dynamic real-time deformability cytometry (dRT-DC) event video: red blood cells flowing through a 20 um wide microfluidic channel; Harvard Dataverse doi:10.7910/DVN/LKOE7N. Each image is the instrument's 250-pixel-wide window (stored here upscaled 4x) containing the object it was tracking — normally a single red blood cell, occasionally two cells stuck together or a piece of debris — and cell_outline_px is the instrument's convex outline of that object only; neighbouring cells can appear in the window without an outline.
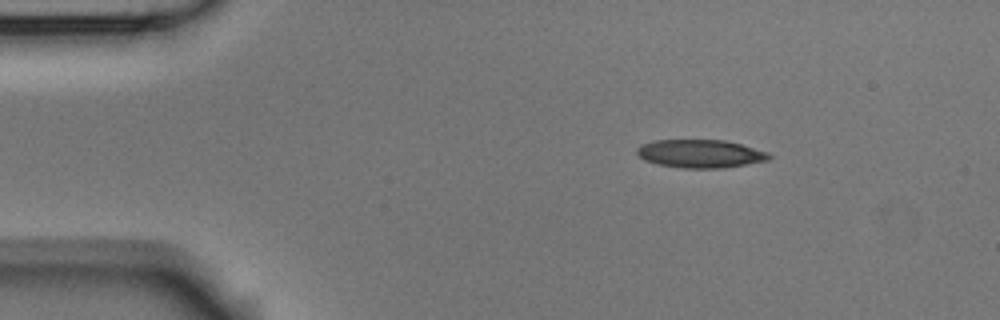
{"species": "Egyptian fruit bat (a non-hibernating species)", "species_latin": "Rousettus aegyptiacus", "temperature_condition": "room temperature", "stored_images_in_passage": 3, "camera_frame_rate_fps": 3000, "um_per_image_px": 0.085, "animal": {"sex": "male"}, "frame": {"image": 1, "passage_image": 1, "time_ms": 0.0, "image_size_px": [1000, 320], "cell_outline_px": [[772, 156], [768, 160], [724, 168], [680, 168], [656, 164], [644, 160], [636, 152], [636, 148], [640, 144], [652, 140], [728, 140], [768, 152]], "centroid_in_image_um": [59.5, 13.06], "position_along_channel_um": 25.5, "area_um2": 21.91}}